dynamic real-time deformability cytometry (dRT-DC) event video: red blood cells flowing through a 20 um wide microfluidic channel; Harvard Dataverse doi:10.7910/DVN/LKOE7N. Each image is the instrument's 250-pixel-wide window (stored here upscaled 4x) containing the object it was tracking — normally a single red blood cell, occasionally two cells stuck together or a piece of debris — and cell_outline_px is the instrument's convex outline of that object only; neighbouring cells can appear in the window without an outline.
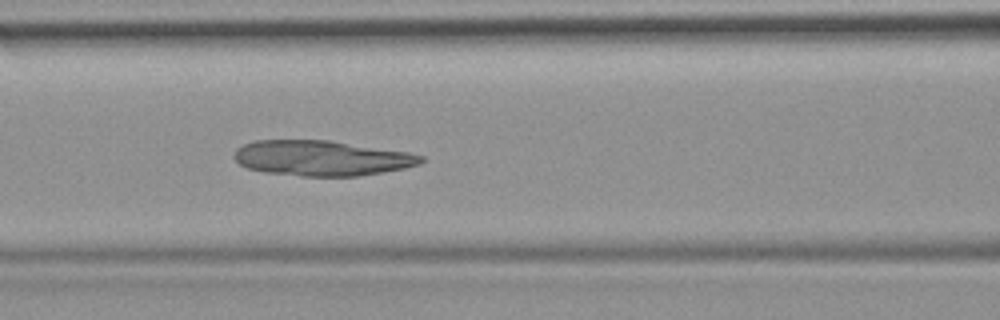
{"species": "common noctule bat (a hibernating species)", "species_latin": "Nyctalus noctula", "temperature_condition": "room temperature", "stored_images_in_passage": 37, "camera_frame_rate_fps": 3000, "um_per_image_px": 0.085, "animal": {"sex": "female", "body_mass_g": 19.9}, "frame": {"image": 1, "passage_image": 15, "time_ms": 4.667, "image_size_px": [1000, 320], "cell_outline_px": [[424, 160], [420, 164], [404, 168], [384, 172], [360, 176], [300, 176], [264, 172], [248, 168], [240, 164], [232, 156], [236, 148], [244, 144], [256, 140], [328, 140], [408, 152], [424, 156]], "centroid_in_image_um": [27.33, 13.44], "position_along_channel_um": 139.3, "area_um2": 38.49}}
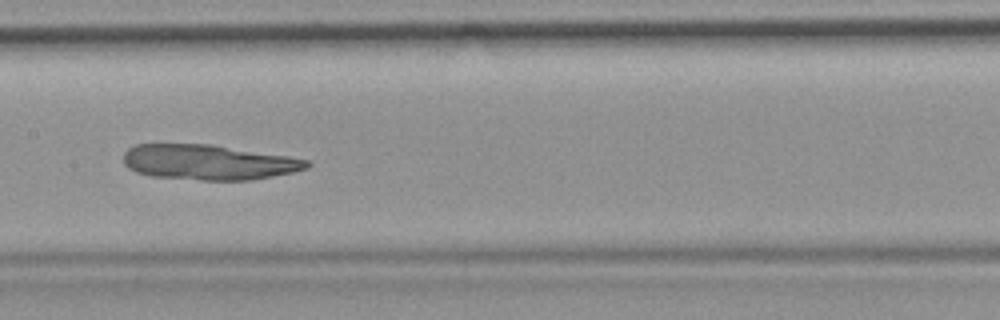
{"frame": {"image": 2, "passage_image": 19, "time_ms": 6.0, "image_size_px": [1000, 320], "cell_outline_px": [[312, 164], [308, 168], [292, 172], [252, 180], [200, 180], [152, 176], [136, 172], [128, 168], [124, 164], [124, 152], [128, 148], [136, 144], [212, 144], [288, 156], [308, 160]], "centroid_in_image_um": [17.72, 13.78], "position_along_channel_um": 189.7, "area_um2": 37.69}}
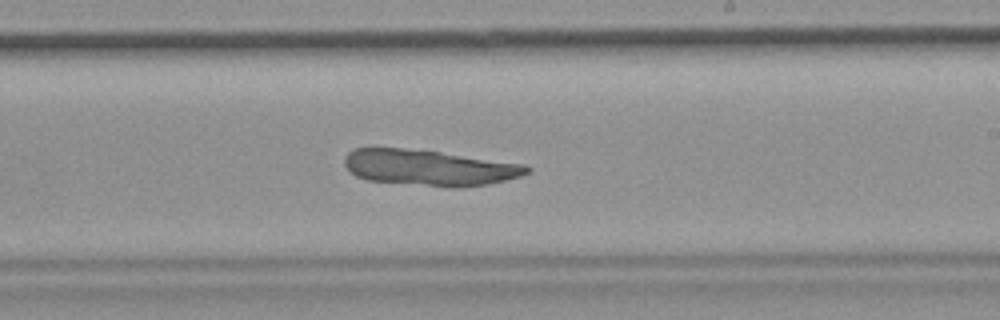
{"frame": {"image": 3, "passage_image": 24, "time_ms": 7.667, "image_size_px": [1000, 320], "cell_outline_px": [[532, 168], [528, 172], [520, 176], [488, 184], [456, 188], [368, 180], [356, 176], [348, 172], [344, 164], [344, 160], [348, 152], [356, 148], [404, 148], [440, 152], [524, 164]], "centroid_in_image_um": [36.46, 14.25], "position_along_channel_um": 252.5, "area_um2": 37.92}}